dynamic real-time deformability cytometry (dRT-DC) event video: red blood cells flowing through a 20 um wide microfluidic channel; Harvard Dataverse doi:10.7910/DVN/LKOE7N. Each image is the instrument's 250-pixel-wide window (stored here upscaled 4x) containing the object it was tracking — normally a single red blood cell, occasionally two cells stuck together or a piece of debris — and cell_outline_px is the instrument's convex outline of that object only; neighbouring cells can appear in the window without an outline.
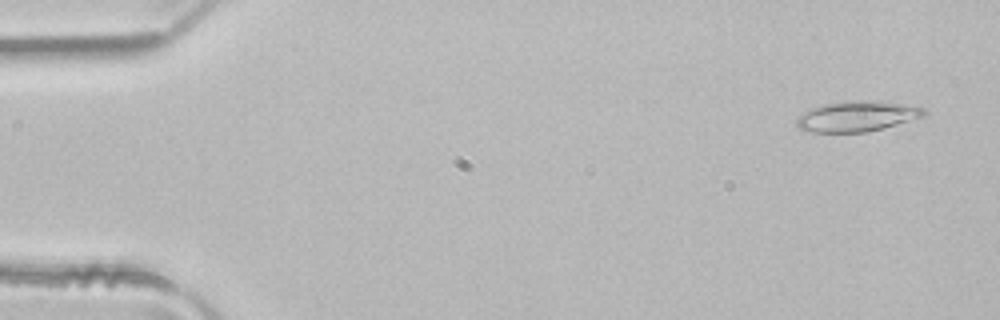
{"species": "common noctule bat (a hibernating species)", "species_latin": "Nyctalus noctula", "temperature_condition": "room temperature", "stored_images_in_passage": 3, "camera_frame_rate_fps": 3000, "um_per_image_px": 0.085, "animal": {"sex": "male", "body_mass_g": 21.5, "forearm_length_mm": 52.0}, "frame": {"image": 1, "passage_image": 1, "time_ms": 0.0, "image_size_px": [1000, 320], "cell_outline_px": [[928, 112], [924, 116], [868, 132], [812, 132], [800, 128], [796, 124], [796, 120], [804, 112], [812, 108], [824, 104], [900, 104], [924, 108]], "centroid_in_image_um": [72.81, 9.96], "position_along_channel_um": 12.2, "area_um2": 20.87}}